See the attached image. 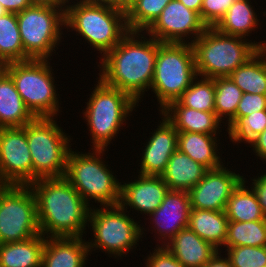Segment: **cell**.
<instances>
[{
	"label": "cell",
	"mask_w": 266,
	"mask_h": 267,
	"mask_svg": "<svg viewBox=\"0 0 266 267\" xmlns=\"http://www.w3.org/2000/svg\"><path fill=\"white\" fill-rule=\"evenodd\" d=\"M29 185H8L0 193V244L40 234L37 203Z\"/></svg>",
	"instance_id": "10"
},
{
	"label": "cell",
	"mask_w": 266,
	"mask_h": 267,
	"mask_svg": "<svg viewBox=\"0 0 266 267\" xmlns=\"http://www.w3.org/2000/svg\"><path fill=\"white\" fill-rule=\"evenodd\" d=\"M92 154H77L69 151L65 178L88 202V197L101 202L103 206H114L120 203L121 184L109 172L102 160Z\"/></svg>",
	"instance_id": "9"
},
{
	"label": "cell",
	"mask_w": 266,
	"mask_h": 267,
	"mask_svg": "<svg viewBox=\"0 0 266 267\" xmlns=\"http://www.w3.org/2000/svg\"><path fill=\"white\" fill-rule=\"evenodd\" d=\"M244 180L233 191L226 205V216L229 221L248 222L266 220L255 192L247 190Z\"/></svg>",
	"instance_id": "27"
},
{
	"label": "cell",
	"mask_w": 266,
	"mask_h": 267,
	"mask_svg": "<svg viewBox=\"0 0 266 267\" xmlns=\"http://www.w3.org/2000/svg\"><path fill=\"white\" fill-rule=\"evenodd\" d=\"M29 186H33L42 235L82 237L89 218L88 203L65 177L41 178Z\"/></svg>",
	"instance_id": "1"
},
{
	"label": "cell",
	"mask_w": 266,
	"mask_h": 267,
	"mask_svg": "<svg viewBox=\"0 0 266 267\" xmlns=\"http://www.w3.org/2000/svg\"><path fill=\"white\" fill-rule=\"evenodd\" d=\"M209 169L178 149L171 155L161 177L169 190L189 192Z\"/></svg>",
	"instance_id": "22"
},
{
	"label": "cell",
	"mask_w": 266,
	"mask_h": 267,
	"mask_svg": "<svg viewBox=\"0 0 266 267\" xmlns=\"http://www.w3.org/2000/svg\"><path fill=\"white\" fill-rule=\"evenodd\" d=\"M227 248L236 246H266V220L228 221L226 242Z\"/></svg>",
	"instance_id": "31"
},
{
	"label": "cell",
	"mask_w": 266,
	"mask_h": 267,
	"mask_svg": "<svg viewBox=\"0 0 266 267\" xmlns=\"http://www.w3.org/2000/svg\"><path fill=\"white\" fill-rule=\"evenodd\" d=\"M0 4L8 13H19L32 5L30 0H0Z\"/></svg>",
	"instance_id": "41"
},
{
	"label": "cell",
	"mask_w": 266,
	"mask_h": 267,
	"mask_svg": "<svg viewBox=\"0 0 266 267\" xmlns=\"http://www.w3.org/2000/svg\"><path fill=\"white\" fill-rule=\"evenodd\" d=\"M8 186V184L3 180L0 174V193Z\"/></svg>",
	"instance_id": "49"
},
{
	"label": "cell",
	"mask_w": 266,
	"mask_h": 267,
	"mask_svg": "<svg viewBox=\"0 0 266 267\" xmlns=\"http://www.w3.org/2000/svg\"><path fill=\"white\" fill-rule=\"evenodd\" d=\"M257 21L248 0H236L214 28L221 33L243 38L258 25Z\"/></svg>",
	"instance_id": "28"
},
{
	"label": "cell",
	"mask_w": 266,
	"mask_h": 267,
	"mask_svg": "<svg viewBox=\"0 0 266 267\" xmlns=\"http://www.w3.org/2000/svg\"><path fill=\"white\" fill-rule=\"evenodd\" d=\"M260 57L257 52L229 76L243 93L266 95V62Z\"/></svg>",
	"instance_id": "30"
},
{
	"label": "cell",
	"mask_w": 266,
	"mask_h": 267,
	"mask_svg": "<svg viewBox=\"0 0 266 267\" xmlns=\"http://www.w3.org/2000/svg\"><path fill=\"white\" fill-rule=\"evenodd\" d=\"M190 10L195 11L200 16L201 6L203 0H178Z\"/></svg>",
	"instance_id": "45"
},
{
	"label": "cell",
	"mask_w": 266,
	"mask_h": 267,
	"mask_svg": "<svg viewBox=\"0 0 266 267\" xmlns=\"http://www.w3.org/2000/svg\"><path fill=\"white\" fill-rule=\"evenodd\" d=\"M137 33L129 31L104 56L103 72L99 78L106 86L128 93L136 102L141 92L151 87L158 53V41L155 38L149 41L134 40Z\"/></svg>",
	"instance_id": "2"
},
{
	"label": "cell",
	"mask_w": 266,
	"mask_h": 267,
	"mask_svg": "<svg viewBox=\"0 0 266 267\" xmlns=\"http://www.w3.org/2000/svg\"><path fill=\"white\" fill-rule=\"evenodd\" d=\"M241 38L207 27L191 42L197 74L211 79L229 77L258 52V44L242 42Z\"/></svg>",
	"instance_id": "3"
},
{
	"label": "cell",
	"mask_w": 266,
	"mask_h": 267,
	"mask_svg": "<svg viewBox=\"0 0 266 267\" xmlns=\"http://www.w3.org/2000/svg\"><path fill=\"white\" fill-rule=\"evenodd\" d=\"M215 85L214 79L205 78L191 85L183 92L178 101L185 107L195 110L215 111Z\"/></svg>",
	"instance_id": "34"
},
{
	"label": "cell",
	"mask_w": 266,
	"mask_h": 267,
	"mask_svg": "<svg viewBox=\"0 0 266 267\" xmlns=\"http://www.w3.org/2000/svg\"><path fill=\"white\" fill-rule=\"evenodd\" d=\"M45 240L42 267H83L88 255V242L82 237H50Z\"/></svg>",
	"instance_id": "19"
},
{
	"label": "cell",
	"mask_w": 266,
	"mask_h": 267,
	"mask_svg": "<svg viewBox=\"0 0 266 267\" xmlns=\"http://www.w3.org/2000/svg\"><path fill=\"white\" fill-rule=\"evenodd\" d=\"M136 103L128 93L106 86L99 79L84 114L90 125L95 155L108 146Z\"/></svg>",
	"instance_id": "8"
},
{
	"label": "cell",
	"mask_w": 266,
	"mask_h": 267,
	"mask_svg": "<svg viewBox=\"0 0 266 267\" xmlns=\"http://www.w3.org/2000/svg\"><path fill=\"white\" fill-rule=\"evenodd\" d=\"M228 221L225 210L191 209L187 227L218 249L226 242Z\"/></svg>",
	"instance_id": "25"
},
{
	"label": "cell",
	"mask_w": 266,
	"mask_h": 267,
	"mask_svg": "<svg viewBox=\"0 0 266 267\" xmlns=\"http://www.w3.org/2000/svg\"><path fill=\"white\" fill-rule=\"evenodd\" d=\"M32 5L49 6L59 10V6L64 5L68 0H30ZM59 5V6H58Z\"/></svg>",
	"instance_id": "44"
},
{
	"label": "cell",
	"mask_w": 266,
	"mask_h": 267,
	"mask_svg": "<svg viewBox=\"0 0 266 267\" xmlns=\"http://www.w3.org/2000/svg\"><path fill=\"white\" fill-rule=\"evenodd\" d=\"M253 181V191L257 196L262 212L266 216V174L261 177H258L257 179H253Z\"/></svg>",
	"instance_id": "40"
},
{
	"label": "cell",
	"mask_w": 266,
	"mask_h": 267,
	"mask_svg": "<svg viewBox=\"0 0 266 267\" xmlns=\"http://www.w3.org/2000/svg\"><path fill=\"white\" fill-rule=\"evenodd\" d=\"M227 251L232 267H266V246H236Z\"/></svg>",
	"instance_id": "36"
},
{
	"label": "cell",
	"mask_w": 266,
	"mask_h": 267,
	"mask_svg": "<svg viewBox=\"0 0 266 267\" xmlns=\"http://www.w3.org/2000/svg\"><path fill=\"white\" fill-rule=\"evenodd\" d=\"M169 191L161 176L141 175L139 180L121 185L120 205H129L144 213H153Z\"/></svg>",
	"instance_id": "17"
},
{
	"label": "cell",
	"mask_w": 266,
	"mask_h": 267,
	"mask_svg": "<svg viewBox=\"0 0 266 267\" xmlns=\"http://www.w3.org/2000/svg\"><path fill=\"white\" fill-rule=\"evenodd\" d=\"M32 158V182L64 177L70 151L68 138L51 117H35L24 125Z\"/></svg>",
	"instance_id": "6"
},
{
	"label": "cell",
	"mask_w": 266,
	"mask_h": 267,
	"mask_svg": "<svg viewBox=\"0 0 266 267\" xmlns=\"http://www.w3.org/2000/svg\"><path fill=\"white\" fill-rule=\"evenodd\" d=\"M218 254L217 252L204 267H232L229 259H221Z\"/></svg>",
	"instance_id": "43"
},
{
	"label": "cell",
	"mask_w": 266,
	"mask_h": 267,
	"mask_svg": "<svg viewBox=\"0 0 266 267\" xmlns=\"http://www.w3.org/2000/svg\"><path fill=\"white\" fill-rule=\"evenodd\" d=\"M46 59L11 62L3 70L12 78L25 106L35 117H53L58 101Z\"/></svg>",
	"instance_id": "7"
},
{
	"label": "cell",
	"mask_w": 266,
	"mask_h": 267,
	"mask_svg": "<svg viewBox=\"0 0 266 267\" xmlns=\"http://www.w3.org/2000/svg\"><path fill=\"white\" fill-rule=\"evenodd\" d=\"M0 174L8 185L32 183V158L24 126L0 128Z\"/></svg>",
	"instance_id": "13"
},
{
	"label": "cell",
	"mask_w": 266,
	"mask_h": 267,
	"mask_svg": "<svg viewBox=\"0 0 266 267\" xmlns=\"http://www.w3.org/2000/svg\"><path fill=\"white\" fill-rule=\"evenodd\" d=\"M206 28L207 26L195 11L178 0H172L147 30L148 34L150 33L151 37L159 42L183 43V35L194 32L197 39Z\"/></svg>",
	"instance_id": "14"
},
{
	"label": "cell",
	"mask_w": 266,
	"mask_h": 267,
	"mask_svg": "<svg viewBox=\"0 0 266 267\" xmlns=\"http://www.w3.org/2000/svg\"><path fill=\"white\" fill-rule=\"evenodd\" d=\"M163 121L145 146L141 175L161 176L171 155L178 149V131L166 118Z\"/></svg>",
	"instance_id": "16"
},
{
	"label": "cell",
	"mask_w": 266,
	"mask_h": 267,
	"mask_svg": "<svg viewBox=\"0 0 266 267\" xmlns=\"http://www.w3.org/2000/svg\"><path fill=\"white\" fill-rule=\"evenodd\" d=\"M8 11L0 4V17L6 15Z\"/></svg>",
	"instance_id": "50"
},
{
	"label": "cell",
	"mask_w": 266,
	"mask_h": 267,
	"mask_svg": "<svg viewBox=\"0 0 266 267\" xmlns=\"http://www.w3.org/2000/svg\"><path fill=\"white\" fill-rule=\"evenodd\" d=\"M214 135L196 132H178V150L208 169L221 167L216 154Z\"/></svg>",
	"instance_id": "26"
},
{
	"label": "cell",
	"mask_w": 266,
	"mask_h": 267,
	"mask_svg": "<svg viewBox=\"0 0 266 267\" xmlns=\"http://www.w3.org/2000/svg\"><path fill=\"white\" fill-rule=\"evenodd\" d=\"M266 110V95L243 93L237 106L235 124L244 116Z\"/></svg>",
	"instance_id": "38"
},
{
	"label": "cell",
	"mask_w": 266,
	"mask_h": 267,
	"mask_svg": "<svg viewBox=\"0 0 266 267\" xmlns=\"http://www.w3.org/2000/svg\"><path fill=\"white\" fill-rule=\"evenodd\" d=\"M30 59L24 52L16 13L0 17V61L5 65Z\"/></svg>",
	"instance_id": "29"
},
{
	"label": "cell",
	"mask_w": 266,
	"mask_h": 267,
	"mask_svg": "<svg viewBox=\"0 0 266 267\" xmlns=\"http://www.w3.org/2000/svg\"><path fill=\"white\" fill-rule=\"evenodd\" d=\"M171 241L166 248L184 267H204L218 252L188 227L180 230Z\"/></svg>",
	"instance_id": "20"
},
{
	"label": "cell",
	"mask_w": 266,
	"mask_h": 267,
	"mask_svg": "<svg viewBox=\"0 0 266 267\" xmlns=\"http://www.w3.org/2000/svg\"><path fill=\"white\" fill-rule=\"evenodd\" d=\"M84 1L91 3H106L114 5L116 7V0H84Z\"/></svg>",
	"instance_id": "47"
},
{
	"label": "cell",
	"mask_w": 266,
	"mask_h": 267,
	"mask_svg": "<svg viewBox=\"0 0 266 267\" xmlns=\"http://www.w3.org/2000/svg\"><path fill=\"white\" fill-rule=\"evenodd\" d=\"M125 20V11L106 3L82 0L65 11V25L76 29L104 56L129 32Z\"/></svg>",
	"instance_id": "4"
},
{
	"label": "cell",
	"mask_w": 266,
	"mask_h": 267,
	"mask_svg": "<svg viewBox=\"0 0 266 267\" xmlns=\"http://www.w3.org/2000/svg\"><path fill=\"white\" fill-rule=\"evenodd\" d=\"M34 118L17 92L12 78L0 69V128L23 127Z\"/></svg>",
	"instance_id": "23"
},
{
	"label": "cell",
	"mask_w": 266,
	"mask_h": 267,
	"mask_svg": "<svg viewBox=\"0 0 266 267\" xmlns=\"http://www.w3.org/2000/svg\"><path fill=\"white\" fill-rule=\"evenodd\" d=\"M236 0H203L200 19L207 27H214Z\"/></svg>",
	"instance_id": "37"
},
{
	"label": "cell",
	"mask_w": 266,
	"mask_h": 267,
	"mask_svg": "<svg viewBox=\"0 0 266 267\" xmlns=\"http://www.w3.org/2000/svg\"><path fill=\"white\" fill-rule=\"evenodd\" d=\"M161 111L178 132L216 135V130L221 121L217 118L215 112L200 111L185 107L178 100L171 102ZM170 112H174L172 114L173 116L169 115Z\"/></svg>",
	"instance_id": "21"
},
{
	"label": "cell",
	"mask_w": 266,
	"mask_h": 267,
	"mask_svg": "<svg viewBox=\"0 0 266 267\" xmlns=\"http://www.w3.org/2000/svg\"><path fill=\"white\" fill-rule=\"evenodd\" d=\"M90 211L88 221L92 224L95 242L88 243L91 249L93 246L105 249L112 254L122 255L135 245L142 230L133 219L123 212L124 207L120 204ZM137 241V242H136ZM91 247V248H90Z\"/></svg>",
	"instance_id": "12"
},
{
	"label": "cell",
	"mask_w": 266,
	"mask_h": 267,
	"mask_svg": "<svg viewBox=\"0 0 266 267\" xmlns=\"http://www.w3.org/2000/svg\"><path fill=\"white\" fill-rule=\"evenodd\" d=\"M170 1L172 0H136L125 12L128 30L147 31Z\"/></svg>",
	"instance_id": "33"
},
{
	"label": "cell",
	"mask_w": 266,
	"mask_h": 267,
	"mask_svg": "<svg viewBox=\"0 0 266 267\" xmlns=\"http://www.w3.org/2000/svg\"><path fill=\"white\" fill-rule=\"evenodd\" d=\"M197 75L191 43H162L158 41L153 88L160 107L165 109L177 101Z\"/></svg>",
	"instance_id": "5"
},
{
	"label": "cell",
	"mask_w": 266,
	"mask_h": 267,
	"mask_svg": "<svg viewBox=\"0 0 266 267\" xmlns=\"http://www.w3.org/2000/svg\"><path fill=\"white\" fill-rule=\"evenodd\" d=\"M65 11L31 5L16 14L24 52L31 59H47L54 50L60 40V25L65 24Z\"/></svg>",
	"instance_id": "11"
},
{
	"label": "cell",
	"mask_w": 266,
	"mask_h": 267,
	"mask_svg": "<svg viewBox=\"0 0 266 267\" xmlns=\"http://www.w3.org/2000/svg\"><path fill=\"white\" fill-rule=\"evenodd\" d=\"M44 246L41 233L25 241L0 244V267H42Z\"/></svg>",
	"instance_id": "24"
},
{
	"label": "cell",
	"mask_w": 266,
	"mask_h": 267,
	"mask_svg": "<svg viewBox=\"0 0 266 267\" xmlns=\"http://www.w3.org/2000/svg\"><path fill=\"white\" fill-rule=\"evenodd\" d=\"M165 248V249H164ZM159 247L147 259V267H184L166 247Z\"/></svg>",
	"instance_id": "39"
},
{
	"label": "cell",
	"mask_w": 266,
	"mask_h": 267,
	"mask_svg": "<svg viewBox=\"0 0 266 267\" xmlns=\"http://www.w3.org/2000/svg\"><path fill=\"white\" fill-rule=\"evenodd\" d=\"M215 85V114L222 119L223 115L229 116L228 130L235 125V114L237 106L242 97V90L230 77L214 78Z\"/></svg>",
	"instance_id": "32"
},
{
	"label": "cell",
	"mask_w": 266,
	"mask_h": 267,
	"mask_svg": "<svg viewBox=\"0 0 266 267\" xmlns=\"http://www.w3.org/2000/svg\"><path fill=\"white\" fill-rule=\"evenodd\" d=\"M190 211L191 203L189 193L187 191L169 190L165 194L161 205L150 215L155 217L153 220L156 221L155 223L159 228V234H161L162 237L169 234L167 237H169L168 240H171L180 230L187 228ZM161 217L165 222H168L167 220H169V218L170 221L173 222L165 224L164 221H159Z\"/></svg>",
	"instance_id": "18"
},
{
	"label": "cell",
	"mask_w": 266,
	"mask_h": 267,
	"mask_svg": "<svg viewBox=\"0 0 266 267\" xmlns=\"http://www.w3.org/2000/svg\"><path fill=\"white\" fill-rule=\"evenodd\" d=\"M249 143L255 148V152L258 156L266 159V129L252 139Z\"/></svg>",
	"instance_id": "42"
},
{
	"label": "cell",
	"mask_w": 266,
	"mask_h": 267,
	"mask_svg": "<svg viewBox=\"0 0 266 267\" xmlns=\"http://www.w3.org/2000/svg\"><path fill=\"white\" fill-rule=\"evenodd\" d=\"M4 64L0 61V69H2Z\"/></svg>",
	"instance_id": "51"
},
{
	"label": "cell",
	"mask_w": 266,
	"mask_h": 267,
	"mask_svg": "<svg viewBox=\"0 0 266 267\" xmlns=\"http://www.w3.org/2000/svg\"><path fill=\"white\" fill-rule=\"evenodd\" d=\"M258 52L262 57L265 56L264 54H266V44L264 45V44L259 43L258 44ZM265 62H266V60H265Z\"/></svg>",
	"instance_id": "48"
},
{
	"label": "cell",
	"mask_w": 266,
	"mask_h": 267,
	"mask_svg": "<svg viewBox=\"0 0 266 267\" xmlns=\"http://www.w3.org/2000/svg\"><path fill=\"white\" fill-rule=\"evenodd\" d=\"M243 180V176L223 166L209 169L204 178L188 192L191 209L224 211L228 199Z\"/></svg>",
	"instance_id": "15"
},
{
	"label": "cell",
	"mask_w": 266,
	"mask_h": 267,
	"mask_svg": "<svg viewBox=\"0 0 266 267\" xmlns=\"http://www.w3.org/2000/svg\"><path fill=\"white\" fill-rule=\"evenodd\" d=\"M266 129V110L254 112L242 117L230 130L232 141L250 142Z\"/></svg>",
	"instance_id": "35"
},
{
	"label": "cell",
	"mask_w": 266,
	"mask_h": 267,
	"mask_svg": "<svg viewBox=\"0 0 266 267\" xmlns=\"http://www.w3.org/2000/svg\"><path fill=\"white\" fill-rule=\"evenodd\" d=\"M136 0H116V7L123 11H127Z\"/></svg>",
	"instance_id": "46"
}]
</instances>
